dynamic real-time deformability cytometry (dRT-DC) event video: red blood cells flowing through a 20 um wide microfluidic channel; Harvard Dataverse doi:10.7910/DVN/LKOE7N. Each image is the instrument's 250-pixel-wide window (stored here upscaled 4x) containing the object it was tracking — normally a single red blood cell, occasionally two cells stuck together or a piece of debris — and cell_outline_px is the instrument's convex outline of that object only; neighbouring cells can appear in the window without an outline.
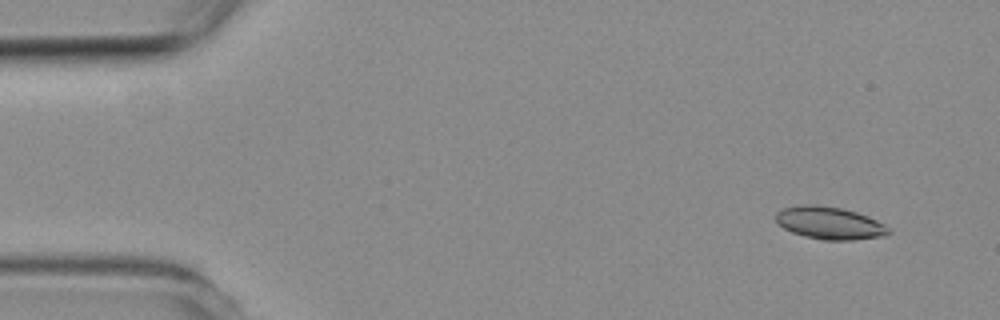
{"species": "common noctule bat (a hibernating species)", "species_latin": "Nyctalus noctula", "temperature_condition": "room temperature", "stored_images_in_passage": 4, "camera_frame_rate_fps": 3000, "um_per_image_px": 0.085, "animal": {"sex": "female", "body_mass_g": 19.3, "forearm_length_mm": 54.1}, "frame": {"image": 1, "passage_image": 2, "time_ms": 1.0, "image_size_px": [1000, 320], "cell_outline_px": [[892, 232], [884, 236], [852, 240], [824, 240], [804, 236], [792, 232], [776, 224], [776, 212], [784, 208], [804, 204], [816, 204], [840, 208], [856, 212], [868, 216], [884, 224]], "centroid_in_image_um": [70.5, 18.96], "position_along_channel_um": 14.5, "area_um2": 21.39}}
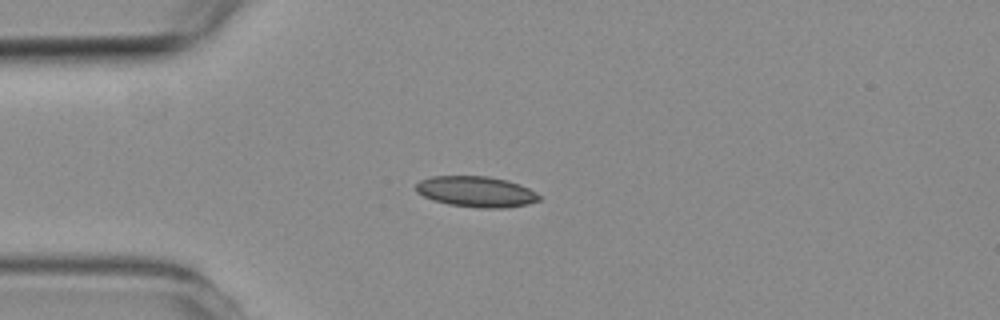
{"frame": {"image": 2, "passage_image": 4, "time_ms": 4.0, "image_size_px": [1000, 320], "cell_outline_px": [[540, 200], [528, 204], [504, 208], [480, 208], [448, 204], [432, 200], [416, 192], [416, 184], [420, 180], [432, 176], [488, 176], [508, 180], [520, 184], [536, 192], [540, 196]], "centroid_in_image_um": [40.48, 16.29], "position_along_channel_um": 44.5, "area_um2": 22.2}}